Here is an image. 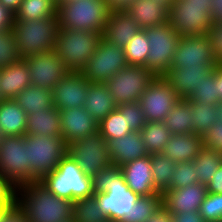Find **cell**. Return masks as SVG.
Here are the masks:
<instances>
[{
	"mask_svg": "<svg viewBox=\"0 0 222 222\" xmlns=\"http://www.w3.org/2000/svg\"><path fill=\"white\" fill-rule=\"evenodd\" d=\"M15 203V189L0 175V213L6 212Z\"/></svg>",
	"mask_w": 222,
	"mask_h": 222,
	"instance_id": "cell-48",
	"label": "cell"
},
{
	"mask_svg": "<svg viewBox=\"0 0 222 222\" xmlns=\"http://www.w3.org/2000/svg\"><path fill=\"white\" fill-rule=\"evenodd\" d=\"M93 191L108 222H129L130 211L140 196L129 189L120 167L111 165L95 175Z\"/></svg>",
	"mask_w": 222,
	"mask_h": 222,
	"instance_id": "cell-1",
	"label": "cell"
},
{
	"mask_svg": "<svg viewBox=\"0 0 222 222\" xmlns=\"http://www.w3.org/2000/svg\"><path fill=\"white\" fill-rule=\"evenodd\" d=\"M61 135L66 144L79 140L99 130V123L84 107L60 111Z\"/></svg>",
	"mask_w": 222,
	"mask_h": 222,
	"instance_id": "cell-18",
	"label": "cell"
},
{
	"mask_svg": "<svg viewBox=\"0 0 222 222\" xmlns=\"http://www.w3.org/2000/svg\"><path fill=\"white\" fill-rule=\"evenodd\" d=\"M195 183H199L196 174V165L193 161L180 162L176 163L171 185L168 189L185 188Z\"/></svg>",
	"mask_w": 222,
	"mask_h": 222,
	"instance_id": "cell-43",
	"label": "cell"
},
{
	"mask_svg": "<svg viewBox=\"0 0 222 222\" xmlns=\"http://www.w3.org/2000/svg\"><path fill=\"white\" fill-rule=\"evenodd\" d=\"M60 111L55 107L27 115L26 135H61Z\"/></svg>",
	"mask_w": 222,
	"mask_h": 222,
	"instance_id": "cell-29",
	"label": "cell"
},
{
	"mask_svg": "<svg viewBox=\"0 0 222 222\" xmlns=\"http://www.w3.org/2000/svg\"><path fill=\"white\" fill-rule=\"evenodd\" d=\"M29 67L31 85L53 90L70 71L54 50L24 57Z\"/></svg>",
	"mask_w": 222,
	"mask_h": 222,
	"instance_id": "cell-16",
	"label": "cell"
},
{
	"mask_svg": "<svg viewBox=\"0 0 222 222\" xmlns=\"http://www.w3.org/2000/svg\"><path fill=\"white\" fill-rule=\"evenodd\" d=\"M99 131L107 142L118 139L131 132L125 116L117 109L113 110L107 117L99 122Z\"/></svg>",
	"mask_w": 222,
	"mask_h": 222,
	"instance_id": "cell-39",
	"label": "cell"
},
{
	"mask_svg": "<svg viewBox=\"0 0 222 222\" xmlns=\"http://www.w3.org/2000/svg\"><path fill=\"white\" fill-rule=\"evenodd\" d=\"M179 100L171 84L163 76H158L141 95L139 103L146 122H163Z\"/></svg>",
	"mask_w": 222,
	"mask_h": 222,
	"instance_id": "cell-14",
	"label": "cell"
},
{
	"mask_svg": "<svg viewBox=\"0 0 222 222\" xmlns=\"http://www.w3.org/2000/svg\"><path fill=\"white\" fill-rule=\"evenodd\" d=\"M206 35L216 62L222 64V22H214Z\"/></svg>",
	"mask_w": 222,
	"mask_h": 222,
	"instance_id": "cell-46",
	"label": "cell"
},
{
	"mask_svg": "<svg viewBox=\"0 0 222 222\" xmlns=\"http://www.w3.org/2000/svg\"><path fill=\"white\" fill-rule=\"evenodd\" d=\"M168 22L179 36L207 34L214 23L212 0H176Z\"/></svg>",
	"mask_w": 222,
	"mask_h": 222,
	"instance_id": "cell-7",
	"label": "cell"
},
{
	"mask_svg": "<svg viewBox=\"0 0 222 222\" xmlns=\"http://www.w3.org/2000/svg\"><path fill=\"white\" fill-rule=\"evenodd\" d=\"M67 154L77 162L86 175L92 178L112 165L108 142L99 130L67 144Z\"/></svg>",
	"mask_w": 222,
	"mask_h": 222,
	"instance_id": "cell-10",
	"label": "cell"
},
{
	"mask_svg": "<svg viewBox=\"0 0 222 222\" xmlns=\"http://www.w3.org/2000/svg\"><path fill=\"white\" fill-rule=\"evenodd\" d=\"M187 103L191 107L193 133L203 137L204 134L211 128V126L218 121L217 105L210 103H194L188 100Z\"/></svg>",
	"mask_w": 222,
	"mask_h": 222,
	"instance_id": "cell-36",
	"label": "cell"
},
{
	"mask_svg": "<svg viewBox=\"0 0 222 222\" xmlns=\"http://www.w3.org/2000/svg\"><path fill=\"white\" fill-rule=\"evenodd\" d=\"M30 85L29 67L23 59L0 69V97L2 99H14Z\"/></svg>",
	"mask_w": 222,
	"mask_h": 222,
	"instance_id": "cell-25",
	"label": "cell"
},
{
	"mask_svg": "<svg viewBox=\"0 0 222 222\" xmlns=\"http://www.w3.org/2000/svg\"><path fill=\"white\" fill-rule=\"evenodd\" d=\"M14 14L0 3V31L13 28Z\"/></svg>",
	"mask_w": 222,
	"mask_h": 222,
	"instance_id": "cell-52",
	"label": "cell"
},
{
	"mask_svg": "<svg viewBox=\"0 0 222 222\" xmlns=\"http://www.w3.org/2000/svg\"><path fill=\"white\" fill-rule=\"evenodd\" d=\"M154 187L163 194L171 185L176 163L162 153L150 154Z\"/></svg>",
	"mask_w": 222,
	"mask_h": 222,
	"instance_id": "cell-34",
	"label": "cell"
},
{
	"mask_svg": "<svg viewBox=\"0 0 222 222\" xmlns=\"http://www.w3.org/2000/svg\"><path fill=\"white\" fill-rule=\"evenodd\" d=\"M27 114L14 99L0 101V128L5 136H25Z\"/></svg>",
	"mask_w": 222,
	"mask_h": 222,
	"instance_id": "cell-28",
	"label": "cell"
},
{
	"mask_svg": "<svg viewBox=\"0 0 222 222\" xmlns=\"http://www.w3.org/2000/svg\"><path fill=\"white\" fill-rule=\"evenodd\" d=\"M56 3H61L62 1H66V0H54Z\"/></svg>",
	"mask_w": 222,
	"mask_h": 222,
	"instance_id": "cell-61",
	"label": "cell"
},
{
	"mask_svg": "<svg viewBox=\"0 0 222 222\" xmlns=\"http://www.w3.org/2000/svg\"><path fill=\"white\" fill-rule=\"evenodd\" d=\"M199 213L206 222H222V194L207 193Z\"/></svg>",
	"mask_w": 222,
	"mask_h": 222,
	"instance_id": "cell-44",
	"label": "cell"
},
{
	"mask_svg": "<svg viewBox=\"0 0 222 222\" xmlns=\"http://www.w3.org/2000/svg\"><path fill=\"white\" fill-rule=\"evenodd\" d=\"M21 2L22 0H0V3L13 14L18 11Z\"/></svg>",
	"mask_w": 222,
	"mask_h": 222,
	"instance_id": "cell-57",
	"label": "cell"
},
{
	"mask_svg": "<svg viewBox=\"0 0 222 222\" xmlns=\"http://www.w3.org/2000/svg\"><path fill=\"white\" fill-rule=\"evenodd\" d=\"M15 204L29 222L72 221L74 202L52 194L40 181L15 189Z\"/></svg>",
	"mask_w": 222,
	"mask_h": 222,
	"instance_id": "cell-2",
	"label": "cell"
},
{
	"mask_svg": "<svg viewBox=\"0 0 222 222\" xmlns=\"http://www.w3.org/2000/svg\"><path fill=\"white\" fill-rule=\"evenodd\" d=\"M0 222H29L28 218L14 203L6 212L0 213Z\"/></svg>",
	"mask_w": 222,
	"mask_h": 222,
	"instance_id": "cell-49",
	"label": "cell"
},
{
	"mask_svg": "<svg viewBox=\"0 0 222 222\" xmlns=\"http://www.w3.org/2000/svg\"><path fill=\"white\" fill-rule=\"evenodd\" d=\"M73 222H108L93 196L74 201Z\"/></svg>",
	"mask_w": 222,
	"mask_h": 222,
	"instance_id": "cell-38",
	"label": "cell"
},
{
	"mask_svg": "<svg viewBox=\"0 0 222 222\" xmlns=\"http://www.w3.org/2000/svg\"><path fill=\"white\" fill-rule=\"evenodd\" d=\"M145 222H173L172 213L164 205H162Z\"/></svg>",
	"mask_w": 222,
	"mask_h": 222,
	"instance_id": "cell-53",
	"label": "cell"
},
{
	"mask_svg": "<svg viewBox=\"0 0 222 222\" xmlns=\"http://www.w3.org/2000/svg\"><path fill=\"white\" fill-rule=\"evenodd\" d=\"M212 17L214 22H222V0H212Z\"/></svg>",
	"mask_w": 222,
	"mask_h": 222,
	"instance_id": "cell-55",
	"label": "cell"
},
{
	"mask_svg": "<svg viewBox=\"0 0 222 222\" xmlns=\"http://www.w3.org/2000/svg\"><path fill=\"white\" fill-rule=\"evenodd\" d=\"M207 195V186L195 183L185 188L167 189L163 194V205L172 213L199 211Z\"/></svg>",
	"mask_w": 222,
	"mask_h": 222,
	"instance_id": "cell-20",
	"label": "cell"
},
{
	"mask_svg": "<svg viewBox=\"0 0 222 222\" xmlns=\"http://www.w3.org/2000/svg\"><path fill=\"white\" fill-rule=\"evenodd\" d=\"M173 222H206L199 211L172 214Z\"/></svg>",
	"mask_w": 222,
	"mask_h": 222,
	"instance_id": "cell-51",
	"label": "cell"
},
{
	"mask_svg": "<svg viewBox=\"0 0 222 222\" xmlns=\"http://www.w3.org/2000/svg\"><path fill=\"white\" fill-rule=\"evenodd\" d=\"M193 163L196 165L199 183L207 185L222 164V153L203 147Z\"/></svg>",
	"mask_w": 222,
	"mask_h": 222,
	"instance_id": "cell-35",
	"label": "cell"
},
{
	"mask_svg": "<svg viewBox=\"0 0 222 222\" xmlns=\"http://www.w3.org/2000/svg\"><path fill=\"white\" fill-rule=\"evenodd\" d=\"M163 123L171 134L193 133V120L191 107L187 99H180L168 113Z\"/></svg>",
	"mask_w": 222,
	"mask_h": 222,
	"instance_id": "cell-31",
	"label": "cell"
},
{
	"mask_svg": "<svg viewBox=\"0 0 222 222\" xmlns=\"http://www.w3.org/2000/svg\"><path fill=\"white\" fill-rule=\"evenodd\" d=\"M206 186L207 193L222 194V164Z\"/></svg>",
	"mask_w": 222,
	"mask_h": 222,
	"instance_id": "cell-50",
	"label": "cell"
},
{
	"mask_svg": "<svg viewBox=\"0 0 222 222\" xmlns=\"http://www.w3.org/2000/svg\"><path fill=\"white\" fill-rule=\"evenodd\" d=\"M204 147L202 136L195 133L172 134L162 154L175 163L193 161Z\"/></svg>",
	"mask_w": 222,
	"mask_h": 222,
	"instance_id": "cell-24",
	"label": "cell"
},
{
	"mask_svg": "<svg viewBox=\"0 0 222 222\" xmlns=\"http://www.w3.org/2000/svg\"><path fill=\"white\" fill-rule=\"evenodd\" d=\"M103 34L59 28L54 52L71 72H81L94 54Z\"/></svg>",
	"mask_w": 222,
	"mask_h": 222,
	"instance_id": "cell-5",
	"label": "cell"
},
{
	"mask_svg": "<svg viewBox=\"0 0 222 222\" xmlns=\"http://www.w3.org/2000/svg\"><path fill=\"white\" fill-rule=\"evenodd\" d=\"M139 27L144 30L169 21V8L152 0H136L126 9Z\"/></svg>",
	"mask_w": 222,
	"mask_h": 222,
	"instance_id": "cell-26",
	"label": "cell"
},
{
	"mask_svg": "<svg viewBox=\"0 0 222 222\" xmlns=\"http://www.w3.org/2000/svg\"><path fill=\"white\" fill-rule=\"evenodd\" d=\"M120 170L129 189L135 194L149 196L160 193L153 184L150 154L123 164Z\"/></svg>",
	"mask_w": 222,
	"mask_h": 222,
	"instance_id": "cell-19",
	"label": "cell"
},
{
	"mask_svg": "<svg viewBox=\"0 0 222 222\" xmlns=\"http://www.w3.org/2000/svg\"><path fill=\"white\" fill-rule=\"evenodd\" d=\"M66 154L67 144L62 135H27L30 183L40 181L53 171Z\"/></svg>",
	"mask_w": 222,
	"mask_h": 222,
	"instance_id": "cell-8",
	"label": "cell"
},
{
	"mask_svg": "<svg viewBox=\"0 0 222 222\" xmlns=\"http://www.w3.org/2000/svg\"><path fill=\"white\" fill-rule=\"evenodd\" d=\"M83 107L99 123L117 108L105 83H91Z\"/></svg>",
	"mask_w": 222,
	"mask_h": 222,
	"instance_id": "cell-27",
	"label": "cell"
},
{
	"mask_svg": "<svg viewBox=\"0 0 222 222\" xmlns=\"http://www.w3.org/2000/svg\"><path fill=\"white\" fill-rule=\"evenodd\" d=\"M108 151L112 165L118 167L149 155L140 131H131L118 139L109 140Z\"/></svg>",
	"mask_w": 222,
	"mask_h": 222,
	"instance_id": "cell-22",
	"label": "cell"
},
{
	"mask_svg": "<svg viewBox=\"0 0 222 222\" xmlns=\"http://www.w3.org/2000/svg\"><path fill=\"white\" fill-rule=\"evenodd\" d=\"M163 205V196L157 193L140 196L130 211L129 222H145Z\"/></svg>",
	"mask_w": 222,
	"mask_h": 222,
	"instance_id": "cell-40",
	"label": "cell"
},
{
	"mask_svg": "<svg viewBox=\"0 0 222 222\" xmlns=\"http://www.w3.org/2000/svg\"><path fill=\"white\" fill-rule=\"evenodd\" d=\"M40 182L52 194L73 202L94 194L93 178L86 175L69 154H66L58 166Z\"/></svg>",
	"mask_w": 222,
	"mask_h": 222,
	"instance_id": "cell-3",
	"label": "cell"
},
{
	"mask_svg": "<svg viewBox=\"0 0 222 222\" xmlns=\"http://www.w3.org/2000/svg\"><path fill=\"white\" fill-rule=\"evenodd\" d=\"M176 0H152V2L156 3H162L163 5L167 6L170 8Z\"/></svg>",
	"mask_w": 222,
	"mask_h": 222,
	"instance_id": "cell-58",
	"label": "cell"
},
{
	"mask_svg": "<svg viewBox=\"0 0 222 222\" xmlns=\"http://www.w3.org/2000/svg\"><path fill=\"white\" fill-rule=\"evenodd\" d=\"M57 14V3L54 0H22L14 21L39 20Z\"/></svg>",
	"mask_w": 222,
	"mask_h": 222,
	"instance_id": "cell-32",
	"label": "cell"
},
{
	"mask_svg": "<svg viewBox=\"0 0 222 222\" xmlns=\"http://www.w3.org/2000/svg\"><path fill=\"white\" fill-rule=\"evenodd\" d=\"M140 30L138 23L126 10L111 11L103 38L124 48Z\"/></svg>",
	"mask_w": 222,
	"mask_h": 222,
	"instance_id": "cell-23",
	"label": "cell"
},
{
	"mask_svg": "<svg viewBox=\"0 0 222 222\" xmlns=\"http://www.w3.org/2000/svg\"><path fill=\"white\" fill-rule=\"evenodd\" d=\"M217 108H218L217 119H218V120H222V102H220V103L217 105Z\"/></svg>",
	"mask_w": 222,
	"mask_h": 222,
	"instance_id": "cell-59",
	"label": "cell"
},
{
	"mask_svg": "<svg viewBox=\"0 0 222 222\" xmlns=\"http://www.w3.org/2000/svg\"><path fill=\"white\" fill-rule=\"evenodd\" d=\"M0 175L14 189L30 183L27 135L3 138L0 144Z\"/></svg>",
	"mask_w": 222,
	"mask_h": 222,
	"instance_id": "cell-9",
	"label": "cell"
},
{
	"mask_svg": "<svg viewBox=\"0 0 222 222\" xmlns=\"http://www.w3.org/2000/svg\"><path fill=\"white\" fill-rule=\"evenodd\" d=\"M216 66H199L188 68H169L163 76L172 86L180 99H187Z\"/></svg>",
	"mask_w": 222,
	"mask_h": 222,
	"instance_id": "cell-21",
	"label": "cell"
},
{
	"mask_svg": "<svg viewBox=\"0 0 222 222\" xmlns=\"http://www.w3.org/2000/svg\"><path fill=\"white\" fill-rule=\"evenodd\" d=\"M12 28L0 31V69L20 61Z\"/></svg>",
	"mask_w": 222,
	"mask_h": 222,
	"instance_id": "cell-41",
	"label": "cell"
},
{
	"mask_svg": "<svg viewBox=\"0 0 222 222\" xmlns=\"http://www.w3.org/2000/svg\"><path fill=\"white\" fill-rule=\"evenodd\" d=\"M136 0H105L111 11L126 10Z\"/></svg>",
	"mask_w": 222,
	"mask_h": 222,
	"instance_id": "cell-54",
	"label": "cell"
},
{
	"mask_svg": "<svg viewBox=\"0 0 222 222\" xmlns=\"http://www.w3.org/2000/svg\"><path fill=\"white\" fill-rule=\"evenodd\" d=\"M110 12L105 0H68L57 3L60 28L104 34Z\"/></svg>",
	"mask_w": 222,
	"mask_h": 222,
	"instance_id": "cell-4",
	"label": "cell"
},
{
	"mask_svg": "<svg viewBox=\"0 0 222 222\" xmlns=\"http://www.w3.org/2000/svg\"><path fill=\"white\" fill-rule=\"evenodd\" d=\"M204 147L222 153V120H218L202 137Z\"/></svg>",
	"mask_w": 222,
	"mask_h": 222,
	"instance_id": "cell-47",
	"label": "cell"
},
{
	"mask_svg": "<svg viewBox=\"0 0 222 222\" xmlns=\"http://www.w3.org/2000/svg\"><path fill=\"white\" fill-rule=\"evenodd\" d=\"M140 132L148 154L162 153L172 135L163 122H146Z\"/></svg>",
	"mask_w": 222,
	"mask_h": 222,
	"instance_id": "cell-33",
	"label": "cell"
},
{
	"mask_svg": "<svg viewBox=\"0 0 222 222\" xmlns=\"http://www.w3.org/2000/svg\"><path fill=\"white\" fill-rule=\"evenodd\" d=\"M150 51L146 29L140 30L124 47L127 63L146 67V60Z\"/></svg>",
	"mask_w": 222,
	"mask_h": 222,
	"instance_id": "cell-37",
	"label": "cell"
},
{
	"mask_svg": "<svg viewBox=\"0 0 222 222\" xmlns=\"http://www.w3.org/2000/svg\"><path fill=\"white\" fill-rule=\"evenodd\" d=\"M116 109L125 116L131 131H140L144 127L146 121L139 102L120 104Z\"/></svg>",
	"mask_w": 222,
	"mask_h": 222,
	"instance_id": "cell-45",
	"label": "cell"
},
{
	"mask_svg": "<svg viewBox=\"0 0 222 222\" xmlns=\"http://www.w3.org/2000/svg\"><path fill=\"white\" fill-rule=\"evenodd\" d=\"M59 28L57 14L39 20L14 21L12 30L20 57L53 50Z\"/></svg>",
	"mask_w": 222,
	"mask_h": 222,
	"instance_id": "cell-6",
	"label": "cell"
},
{
	"mask_svg": "<svg viewBox=\"0 0 222 222\" xmlns=\"http://www.w3.org/2000/svg\"><path fill=\"white\" fill-rule=\"evenodd\" d=\"M14 100L27 115L53 107L52 91L36 85L26 87Z\"/></svg>",
	"mask_w": 222,
	"mask_h": 222,
	"instance_id": "cell-30",
	"label": "cell"
},
{
	"mask_svg": "<svg viewBox=\"0 0 222 222\" xmlns=\"http://www.w3.org/2000/svg\"><path fill=\"white\" fill-rule=\"evenodd\" d=\"M91 83L81 72H69L52 90L53 107L58 111L83 107Z\"/></svg>",
	"mask_w": 222,
	"mask_h": 222,
	"instance_id": "cell-17",
	"label": "cell"
},
{
	"mask_svg": "<svg viewBox=\"0 0 222 222\" xmlns=\"http://www.w3.org/2000/svg\"><path fill=\"white\" fill-rule=\"evenodd\" d=\"M155 75L144 66L127 65L105 82L117 105L139 102Z\"/></svg>",
	"mask_w": 222,
	"mask_h": 222,
	"instance_id": "cell-12",
	"label": "cell"
},
{
	"mask_svg": "<svg viewBox=\"0 0 222 222\" xmlns=\"http://www.w3.org/2000/svg\"><path fill=\"white\" fill-rule=\"evenodd\" d=\"M214 75L216 76L217 98L222 102V64L214 68Z\"/></svg>",
	"mask_w": 222,
	"mask_h": 222,
	"instance_id": "cell-56",
	"label": "cell"
},
{
	"mask_svg": "<svg viewBox=\"0 0 222 222\" xmlns=\"http://www.w3.org/2000/svg\"><path fill=\"white\" fill-rule=\"evenodd\" d=\"M206 34L180 36L170 68L217 66Z\"/></svg>",
	"mask_w": 222,
	"mask_h": 222,
	"instance_id": "cell-15",
	"label": "cell"
},
{
	"mask_svg": "<svg viewBox=\"0 0 222 222\" xmlns=\"http://www.w3.org/2000/svg\"><path fill=\"white\" fill-rule=\"evenodd\" d=\"M187 100L203 104L210 103L218 105L220 103V100L217 98V84L214 70L197 86V89L191 93Z\"/></svg>",
	"mask_w": 222,
	"mask_h": 222,
	"instance_id": "cell-42",
	"label": "cell"
},
{
	"mask_svg": "<svg viewBox=\"0 0 222 222\" xmlns=\"http://www.w3.org/2000/svg\"><path fill=\"white\" fill-rule=\"evenodd\" d=\"M146 36L150 46L146 68L156 77L164 76L172 63L180 36L169 22L147 28Z\"/></svg>",
	"mask_w": 222,
	"mask_h": 222,
	"instance_id": "cell-11",
	"label": "cell"
},
{
	"mask_svg": "<svg viewBox=\"0 0 222 222\" xmlns=\"http://www.w3.org/2000/svg\"><path fill=\"white\" fill-rule=\"evenodd\" d=\"M127 65L124 48L111 44L102 37L81 73L90 83H105Z\"/></svg>",
	"mask_w": 222,
	"mask_h": 222,
	"instance_id": "cell-13",
	"label": "cell"
},
{
	"mask_svg": "<svg viewBox=\"0 0 222 222\" xmlns=\"http://www.w3.org/2000/svg\"><path fill=\"white\" fill-rule=\"evenodd\" d=\"M4 137H5V134L3 133L2 129L0 128V144L3 141Z\"/></svg>",
	"mask_w": 222,
	"mask_h": 222,
	"instance_id": "cell-60",
	"label": "cell"
}]
</instances>
